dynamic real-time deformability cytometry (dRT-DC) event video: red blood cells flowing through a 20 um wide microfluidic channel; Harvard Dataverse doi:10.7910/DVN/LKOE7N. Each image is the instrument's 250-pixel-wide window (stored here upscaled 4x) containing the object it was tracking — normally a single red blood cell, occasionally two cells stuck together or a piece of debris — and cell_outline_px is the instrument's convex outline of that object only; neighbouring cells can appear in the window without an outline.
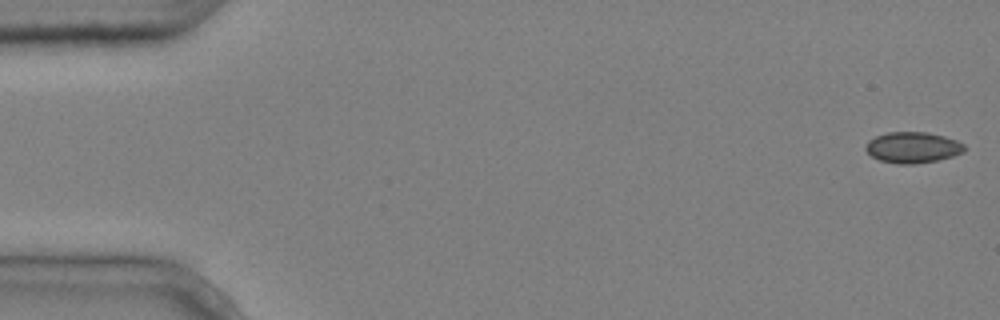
{"species": "common noctule bat (a hibernating species)", "species_latin": "Nyctalus noctula", "temperature_condition": "cold", "stored_images_in_passage": 5, "camera_frame_rate_fps": 3000, "um_per_image_px": 0.085, "animal": {"sex": "male", "body_mass_g": 20.4}, "frame": {"image": 1, "passage_image": 1, "time_ms": 0.0, "image_size_px": [1000, 320], "cell_outline_px": [[968, 148], [964, 152], [952, 156], [936, 160], [916, 164], [896, 164], [880, 160], [872, 156], [864, 148], [868, 140], [876, 136], [888, 132], [928, 132], [944, 136], [956, 140], [964, 144]], "centroid_in_image_um": [77.59, 12.53], "position_along_channel_um": 7.4, "area_um2": 17.92}}
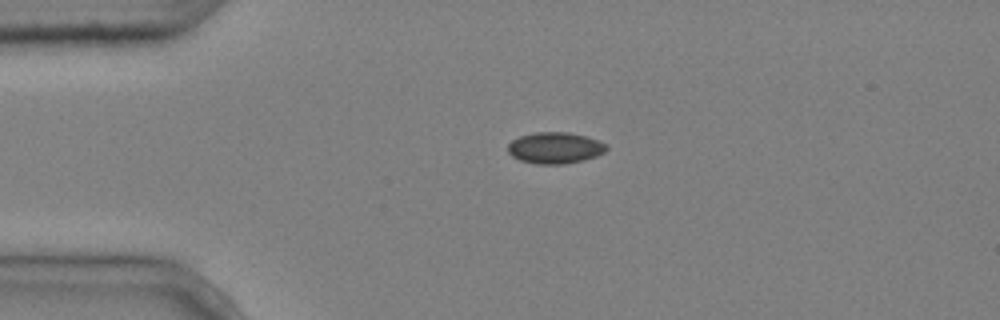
{"frame": {"image": 2, "passage_image": 4, "time_ms": 1.0, "image_size_px": [1000, 320], "cell_outline_px": [[608, 148], [604, 152], [596, 156], [584, 160], [564, 164], [536, 164], [520, 160], [512, 156], [508, 152], [508, 144], [512, 140], [520, 136], [532, 132], [568, 132], [584, 136], [608, 144]], "centroid_in_image_um": [47.17, 12.57], "position_along_channel_um": 37.8, "area_um2": 18.03}}